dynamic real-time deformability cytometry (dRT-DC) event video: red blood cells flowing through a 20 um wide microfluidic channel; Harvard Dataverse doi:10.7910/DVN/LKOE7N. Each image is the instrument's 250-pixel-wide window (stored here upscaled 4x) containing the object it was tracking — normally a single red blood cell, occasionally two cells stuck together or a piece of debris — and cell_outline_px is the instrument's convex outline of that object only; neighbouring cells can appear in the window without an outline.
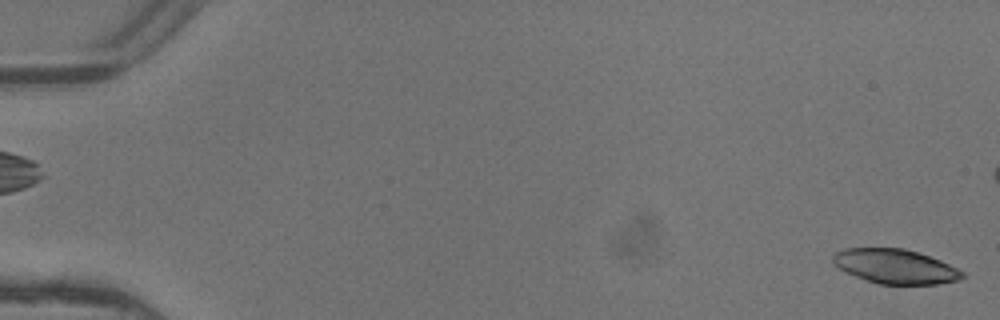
{"species": "common noctule bat (a hibernating species)", "species_latin": "Nyctalus noctula", "temperature_condition": "warm", "stored_images_in_passage": 6, "camera_frame_rate_fps": 3000, "um_per_image_px": 0.085, "animal": {"sex": "female"}, "frame": {"image": 1, "passage_image": 6, "time_ms": 1.667, "image_size_px": [1000, 320], "cell_outline_px": [[964, 276], [960, 280], [940, 284], [880, 284], [856, 276], [840, 268], [832, 260], [832, 256], [836, 252], [844, 248], [904, 248], [940, 260], [964, 272]], "centroid_in_image_um": [76.12, 22.64], "position_along_channel_um": 8.9, "area_um2": 25.66}}